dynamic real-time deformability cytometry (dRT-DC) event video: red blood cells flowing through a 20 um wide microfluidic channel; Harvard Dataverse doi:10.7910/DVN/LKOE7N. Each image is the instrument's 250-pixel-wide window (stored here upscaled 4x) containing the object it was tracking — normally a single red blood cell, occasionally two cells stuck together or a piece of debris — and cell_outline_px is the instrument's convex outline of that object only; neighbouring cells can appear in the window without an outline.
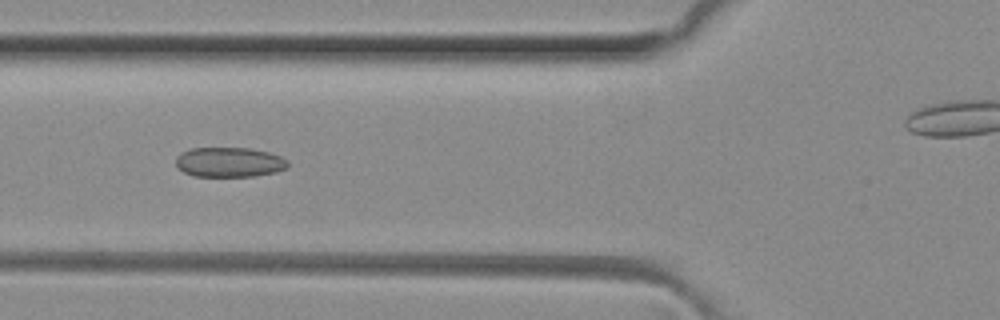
{"species": "common noctule bat (a hibernating species)", "species_latin": "Nyctalus noctula", "temperature_condition": "room temperature", "stored_images_in_passage": 50, "camera_frame_rate_fps": 3000, "um_per_image_px": 0.085, "animal": {"sex": "female", "body_mass_g": 29.2, "forearm_length_mm": 56.3}, "frame": {"image": 1, "passage_image": 18, "time_ms": 5.667, "image_size_px": [1000, 320], "cell_outline_px": [[288, 168], [276, 172], [252, 176], [192, 176], [184, 172], [176, 164], [176, 156], [192, 148], [248, 148], [268, 152], [280, 156], [288, 160]], "centroid_in_image_um": [19.51, 13.79], "position_along_channel_um": 106.3, "area_um2": 19.36}}
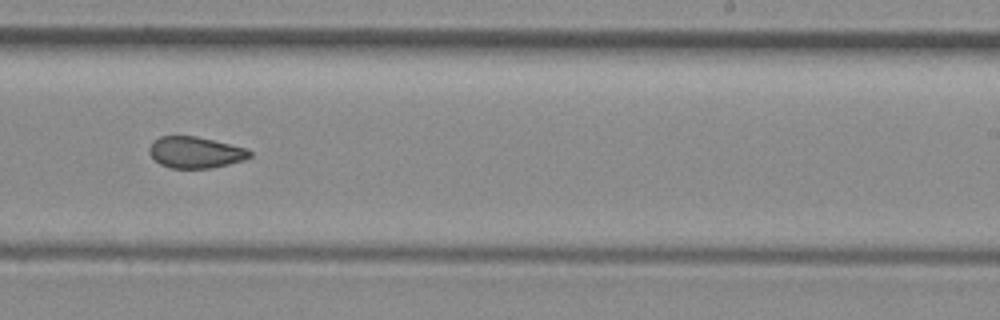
{"frame": {"image": 2, "passage_image": 30, "time_ms": 9.667, "image_size_px": [1000, 320], "cell_outline_px": [[252, 156], [244, 160], [228, 164], [208, 168], [172, 168], [160, 164], [148, 152], [148, 148], [160, 136], [196, 136], [244, 148], [252, 152]], "centroid_in_image_um": [16.6, 12.95], "position_along_channel_um": 272.4, "area_um2": 18.03}}
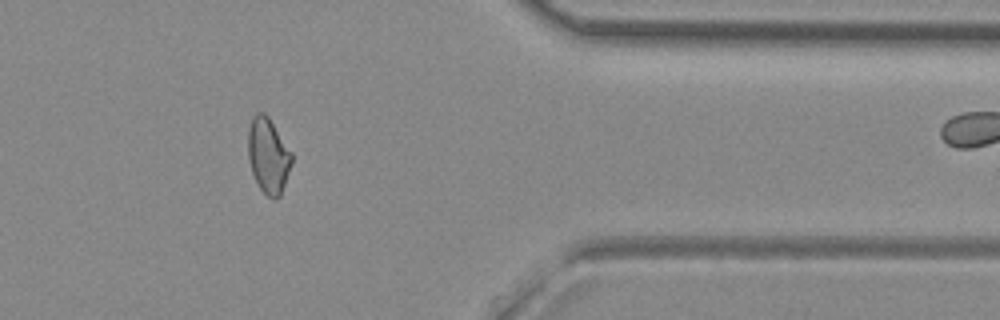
{"frame": {"image": 3, "passage_image": 40, "time_ms": 13.0, "image_size_px": [1000, 320], "cell_outline_px": [[292, 160], [280, 196], [276, 200], [268, 196], [260, 188], [252, 172], [248, 160], [248, 132], [252, 116], [256, 112], [264, 112], [268, 116], [292, 152]], "centroid_in_image_um": [22.78, 13.19], "position_along_channel_um": 388.6, "area_um2": 19.02}, "authors_computed_cell_mechanics": {"area_um2": 19.652, "velocity_mm_per_s": 4.156, "shape_relaxation_time_tau1_ms": null, "shape_relaxation_time_tau2_ms": 1.8205, "deformation_change_tau1": null, "deformation_change_tau2": 0.0682}}